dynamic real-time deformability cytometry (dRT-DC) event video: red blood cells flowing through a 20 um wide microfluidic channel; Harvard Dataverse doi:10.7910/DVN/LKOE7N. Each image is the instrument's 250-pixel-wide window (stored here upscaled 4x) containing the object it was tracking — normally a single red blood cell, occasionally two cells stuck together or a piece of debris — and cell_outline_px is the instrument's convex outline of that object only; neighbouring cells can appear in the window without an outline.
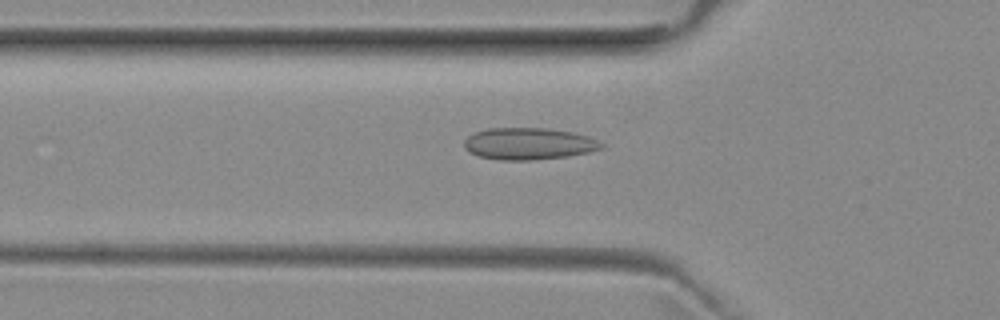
{"species": "common noctule bat (a hibernating species)", "species_latin": "Nyctalus noctula", "temperature_condition": "room temperature", "stored_images_in_passage": 45, "camera_frame_rate_fps": 3000, "um_per_image_px": 0.085, "animal": {"sex": "female", "body_mass_g": 29.2, "forearm_length_mm": 56.3}, "frame": {"image": 1, "passage_image": 11, "time_ms": 3.333, "image_size_px": [1000, 320], "cell_outline_px": [[604, 148], [588, 152], [568, 156], [532, 160], [500, 160], [480, 156], [468, 152], [464, 148], [464, 140], [468, 136], [476, 132], [488, 128], [548, 128], [572, 132], [588, 136], [604, 144]], "centroid_in_image_um": [44.93, 12.21], "position_along_channel_um": 80.9, "area_um2": 25.49}}
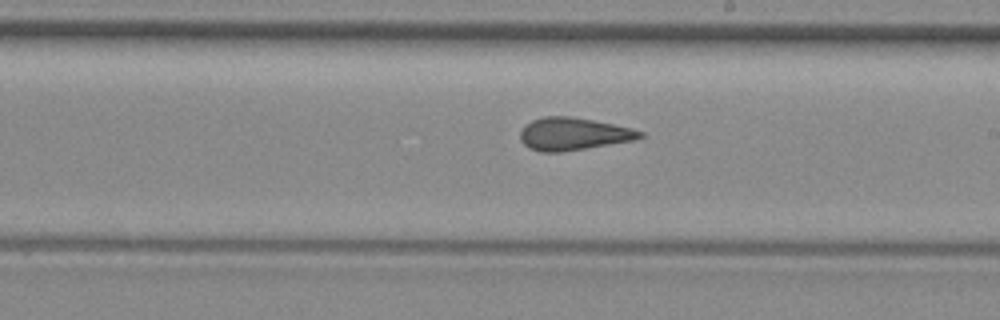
{"frame": {"image": 2, "passage_image": 23, "time_ms": 7.333, "image_size_px": [1000, 320], "cell_outline_px": [[644, 136], [632, 140], [560, 152], [540, 152], [528, 148], [520, 140], [520, 132], [524, 124], [532, 120], [544, 116], [568, 116], [592, 120], [632, 128], [644, 132]], "centroid_in_image_um": [48.67, 11.38], "position_along_channel_um": 240.3, "area_um2": 22.54}}
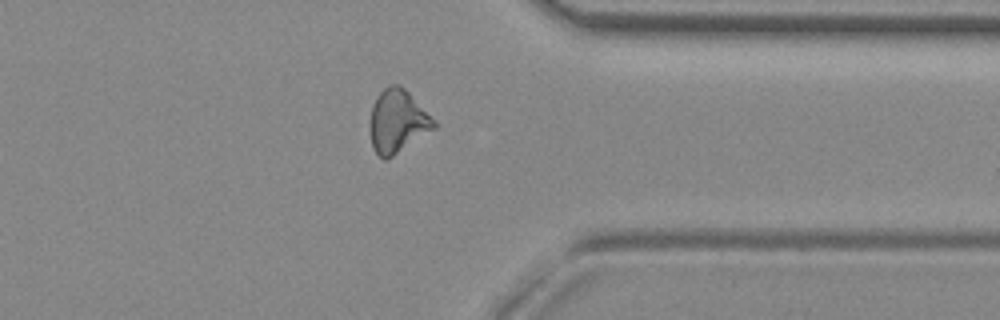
{"frame": {"image": 3, "passage_image": 34, "time_ms": 11.0, "image_size_px": [1000, 320], "cell_outline_px": [[436, 128], [392, 156], [384, 160], [372, 148], [368, 128], [368, 124], [372, 104], [376, 96], [384, 88], [392, 84], [400, 84], [436, 120]], "centroid_in_image_um": [33.76, 10.3], "position_along_channel_um": 377.6, "area_um2": 23.76}, "authors_computed_cell_mechanics": {"area_um2": 23.2356, "velocity_mm_per_s": 3.9686, "shape_relaxation_time_tau1_ms": null, "shape_relaxation_time_tau2_ms": 1.4398, "deformation_change_tau1": null, "deformation_change_tau2": 0.0864}}